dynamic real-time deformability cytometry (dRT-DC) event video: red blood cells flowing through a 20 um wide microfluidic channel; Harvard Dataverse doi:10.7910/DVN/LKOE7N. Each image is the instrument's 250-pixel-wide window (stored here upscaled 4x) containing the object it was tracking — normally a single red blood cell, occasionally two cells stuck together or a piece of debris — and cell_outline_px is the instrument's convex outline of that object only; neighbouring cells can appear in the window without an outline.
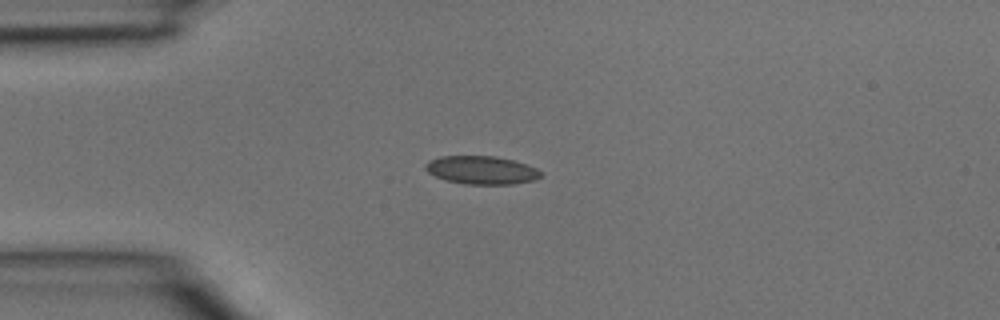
{"species": "common noctule bat (a hibernating species)", "species_latin": "Nyctalus noctula", "temperature_condition": "room temperature", "stored_images_in_passage": 3, "camera_frame_rate_fps": 3000, "um_per_image_px": 0.085, "animal": {"sex": "male", "body_mass_g": 15.6}, "frame": {"image": 1, "passage_image": 2, "time_ms": 0.333, "image_size_px": [1000, 320], "cell_outline_px": [[540, 176], [536, 180], [512, 184], [464, 184], [448, 180], [436, 176], [428, 172], [424, 168], [424, 164], [428, 160], [440, 156], [496, 156], [512, 160], [536, 168], [540, 172]], "centroid_in_image_um": [40.89, 14.45], "position_along_channel_um": 44.1, "area_um2": 18.84}}
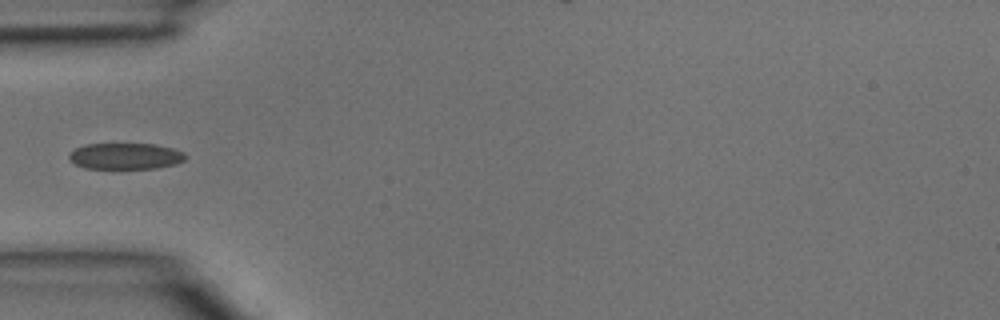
{"frame": {"image": 2, "passage_image": 3, "time_ms": 0.667, "image_size_px": [1000, 320], "cell_outline_px": [[188, 156], [184, 160], [176, 164], [156, 168], [120, 172], [84, 168], [76, 164], [68, 156], [68, 152], [84, 144], [156, 144], [172, 148], [184, 152]], "centroid_in_image_um": [10.65, 13.32], "position_along_channel_um": 74.3, "area_um2": 18.84}}